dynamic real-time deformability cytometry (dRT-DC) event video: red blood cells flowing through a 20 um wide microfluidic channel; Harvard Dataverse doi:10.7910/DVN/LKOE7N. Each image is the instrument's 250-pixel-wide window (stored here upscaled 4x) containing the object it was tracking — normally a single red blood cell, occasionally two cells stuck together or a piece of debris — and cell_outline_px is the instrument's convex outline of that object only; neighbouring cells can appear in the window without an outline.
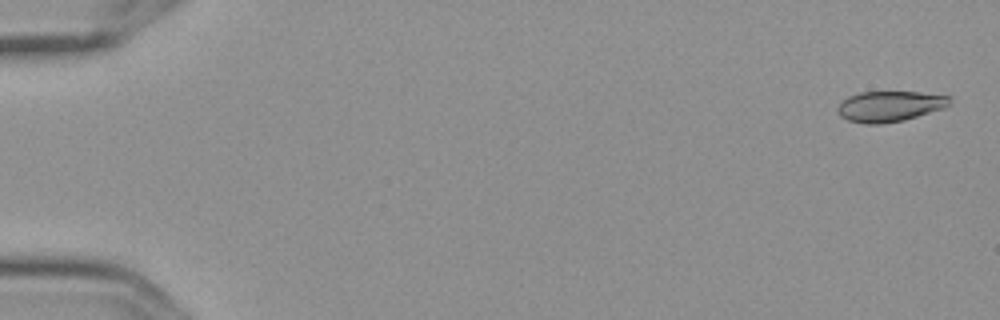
{"species": "Egyptian fruit bat (a non-hibernating species)", "species_latin": "Rousettus aegyptiacus", "temperature_condition": "cold", "stored_images_in_passage": 6, "camera_frame_rate_fps": 3000, "um_per_image_px": 0.085, "frame": {"image": 1, "passage_image": 1, "time_ms": 0.0, "image_size_px": [1000, 320], "cell_outline_px": [[948, 104], [944, 108], [904, 120], [880, 124], [864, 124], [848, 120], [840, 116], [836, 112], [836, 108], [848, 96], [860, 92], [916, 92], [948, 96]], "centroid_in_image_um": [75.55, 9.04], "position_along_channel_um": 9.4, "area_um2": 19.77}}
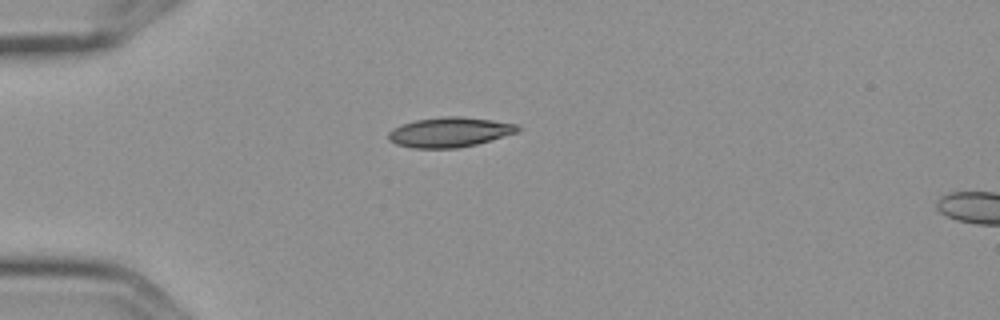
{"frame": {"image": 2, "passage_image": 5, "time_ms": 1.333, "image_size_px": [1000, 320], "cell_outline_px": [[520, 128], [516, 132], [476, 144], [456, 148], [412, 148], [396, 144], [388, 140], [388, 132], [392, 128], [416, 120], [444, 116], [460, 116], [492, 120], [516, 124]], "centroid_in_image_um": [38.16, 11.23], "position_along_channel_um": 46.8, "area_um2": 22.25}}